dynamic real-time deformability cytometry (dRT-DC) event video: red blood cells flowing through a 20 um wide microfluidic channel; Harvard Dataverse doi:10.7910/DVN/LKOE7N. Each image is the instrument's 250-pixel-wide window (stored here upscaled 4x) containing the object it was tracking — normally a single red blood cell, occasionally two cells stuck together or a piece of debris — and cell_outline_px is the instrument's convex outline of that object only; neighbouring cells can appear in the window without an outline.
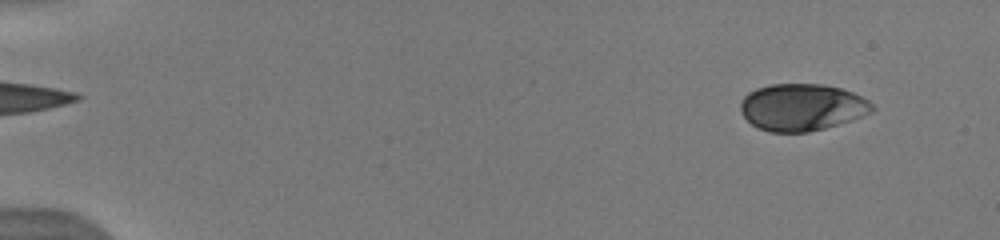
{"species": "human", "species_latin": "Homo sapiens", "temperature_condition": "warm", "stored_images_in_passage": 47, "camera_frame_rate_fps": 3000, "um_per_image_px": 0.085, "donor": {"sex": "male"}, "frame": {"image": 1, "passage_image": 5, "time_ms": 1.0, "image_size_px": [1000, 240], "cell_outline_px": [[872, 112], [824, 128], [808, 132], [768, 132], [752, 124], [740, 112], [740, 100], [748, 92], [756, 88], [772, 84], [820, 84], [840, 88], [852, 92], [868, 100], [872, 104]], "centroid_in_image_um": [68.11, 9.1], "position_along_channel_um": 16.9, "area_um2": 35.72}}
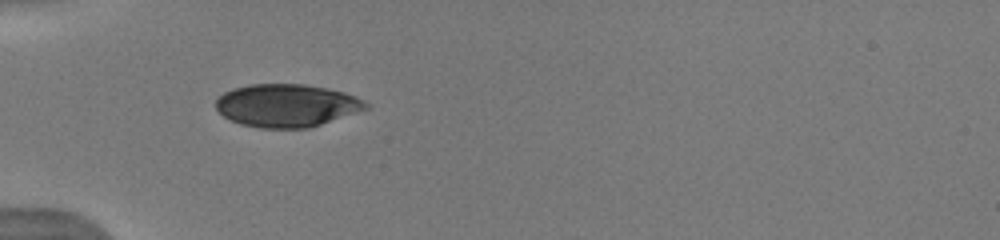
{"frame": {"image": 2, "passage_image": 16, "time_ms": 5.333, "image_size_px": [1000, 240], "cell_outline_px": [[372, 104], [368, 108], [308, 128], [260, 128], [240, 124], [224, 116], [216, 108], [216, 100], [224, 92], [232, 88], [248, 84], [304, 84], [328, 88], [344, 92], [356, 96]], "centroid_in_image_um": [24.37, 8.95], "position_along_channel_um": 60.6, "area_um2": 37.45}}
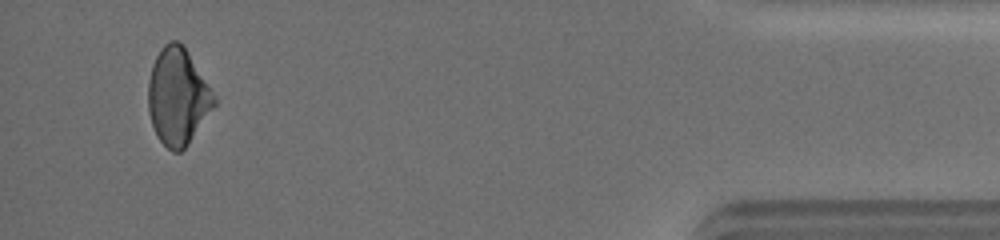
{"frame": {"image": 3, "passage_image": 46, "time_ms": 16.0, "image_size_px": [1000, 240], "cell_outline_px": [[216, 104], [188, 144], [180, 152], [172, 152], [156, 136], [148, 112], [148, 80], [152, 64], [160, 48], [164, 44], [172, 40], [176, 40], [184, 44], [216, 96]], "centroid_in_image_um": [15.1, 8.18], "position_along_channel_um": 420.1, "area_um2": 37.4}, "authors_computed_cell_mechanics": {"area_um2": 37.281, "velocity_mm_per_s": 3.9814, "shape_relaxation_time_tau1_ms": 3.5178, "shape_relaxation_time_tau2_ms": 1.2134, "deformation_change_tau1": 0.1047, "deformation_change_tau2": 0.0272}}